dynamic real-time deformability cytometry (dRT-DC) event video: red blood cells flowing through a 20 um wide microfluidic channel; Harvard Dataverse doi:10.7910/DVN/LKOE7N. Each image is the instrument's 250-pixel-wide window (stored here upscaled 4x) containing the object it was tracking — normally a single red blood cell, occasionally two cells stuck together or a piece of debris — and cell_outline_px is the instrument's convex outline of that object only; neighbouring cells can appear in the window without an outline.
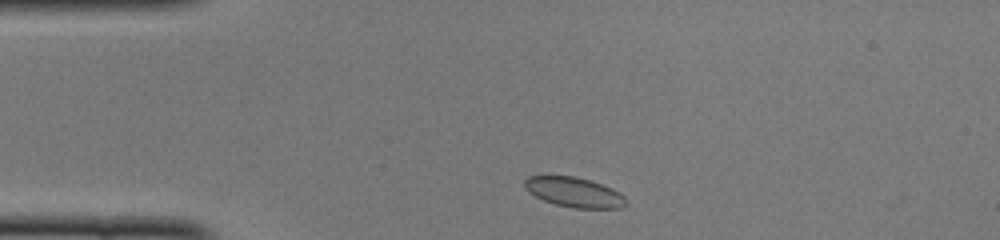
{"species": "common noctule bat (a hibernating species)", "species_latin": "Nyctalus noctula", "temperature_condition": "cold", "stored_images_in_passage": 42, "camera_frame_rate_fps": 3000, "um_per_image_px": 0.085, "animal": {"sex": "female", "body_mass_g": 22.0, "forearm_length_mm": 56.7}, "frame": {"image": 1, "passage_image": 2, "time_ms": 0.333, "image_size_px": [1000, 240], "cell_outline_px": [[628, 204], [620, 208], [576, 208], [556, 204], [544, 200], [528, 192], [524, 188], [524, 180], [528, 176], [576, 176], [612, 188], [620, 192], [628, 200]], "centroid_in_image_um": [48.82, 16.34], "position_along_channel_um": 36.2, "area_um2": 17.63}}
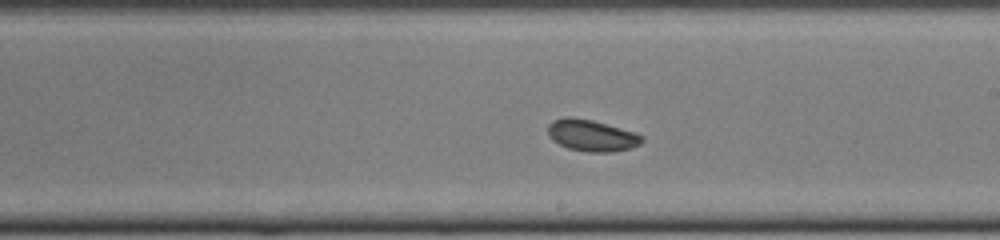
{"frame": {"image": 2, "passage_image": 20, "time_ms": 6.333, "image_size_px": [1000, 240], "cell_outline_px": [[644, 140], [640, 144], [632, 148], [612, 152], [588, 152], [568, 148], [552, 140], [548, 136], [548, 124], [552, 120], [568, 116], [592, 120], [636, 132], [644, 136]], "centroid_in_image_um": [50.31, 11.51], "position_along_channel_um": 238.7, "area_um2": 17.46}}
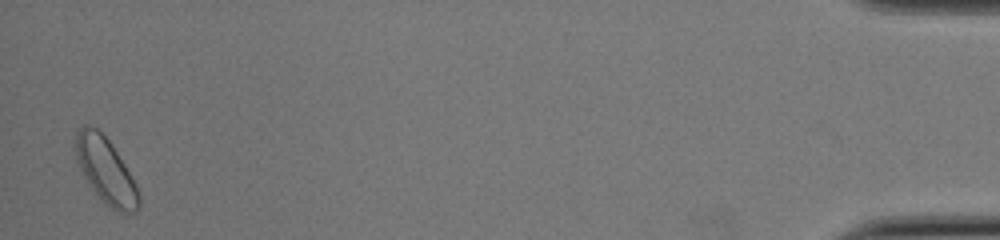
{"frame": {"image": 3, "passage_image": 41, "time_ms": 13.333, "image_size_px": [1000, 240], "cell_outline_px": [[140, 208], [136, 212], [124, 216], [116, 212], [104, 204], [100, 200], [84, 176], [76, 160], [76, 132], [84, 124], [88, 124], [96, 128], [112, 144], [136, 184], [140, 192]], "centroid_in_image_um": [9.03, 14.58], "position_along_channel_um": 426.2, "area_um2": 24.45}, "authors_computed_cell_mechanics": {"area_um2": 17.5712, "velocity_mm_per_s": 3.9352, "shape_relaxation_time_tau1_ms": 1.9352, "shape_relaxation_time_tau2_ms": 6.5474, "deformation_change_tau1": 0.0488, "deformation_change_tau2": 0.0556}}